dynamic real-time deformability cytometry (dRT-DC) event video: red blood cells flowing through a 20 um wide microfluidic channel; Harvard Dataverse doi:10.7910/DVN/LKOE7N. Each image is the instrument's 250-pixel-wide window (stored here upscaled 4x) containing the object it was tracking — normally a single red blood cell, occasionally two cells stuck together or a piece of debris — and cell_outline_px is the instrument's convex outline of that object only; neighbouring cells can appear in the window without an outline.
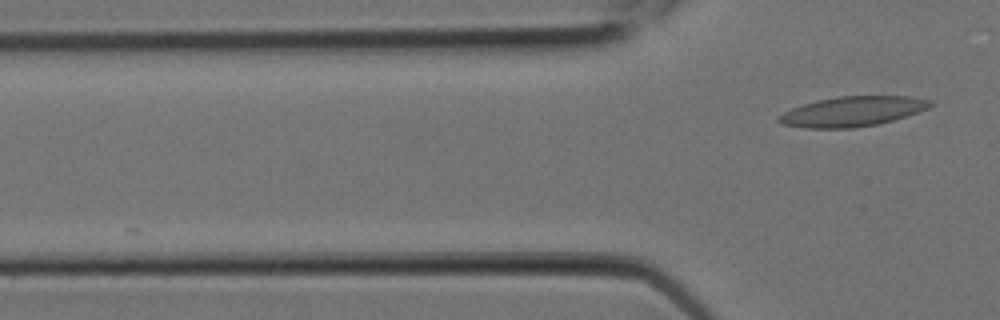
{"species": "Egyptian fruit bat (a non-hibernating species)", "species_latin": "Rousettus aegyptiacus", "temperature_condition": "room temperature", "stored_images_in_passage": 8, "segment_of_instrument_passage": [2, 2], "camera_frame_rate_fps": 3000, "um_per_image_px": 0.085, "animal": {"sex": "female"}, "frame": {"image": 1, "passage_image": 8, "time_ms": 2.333, "image_size_px": [1000, 320], "cell_outline_px": [[936, 104], [928, 108], [880, 124], [856, 128], [804, 128], [780, 124], [776, 120], [776, 116], [792, 108], [816, 100], [836, 96], [912, 96], [932, 100]], "centroid_in_image_um": [72.44, 9.47], "position_along_channel_um": 53.4, "area_um2": 26.7}}